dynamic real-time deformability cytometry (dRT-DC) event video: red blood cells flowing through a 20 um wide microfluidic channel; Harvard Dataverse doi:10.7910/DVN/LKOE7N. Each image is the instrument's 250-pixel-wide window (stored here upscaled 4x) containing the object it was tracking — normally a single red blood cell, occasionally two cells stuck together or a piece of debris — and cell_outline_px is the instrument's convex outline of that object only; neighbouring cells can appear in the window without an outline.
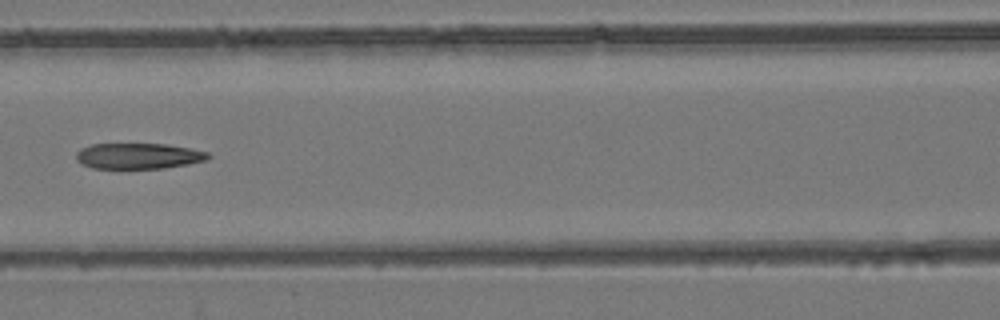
{"species": "common noctule bat (a hibernating species)", "species_latin": "Nyctalus noctula", "temperature_condition": "room temperature", "stored_images_in_passage": 8, "camera_frame_rate_fps": 3000, "um_per_image_px": 0.085, "animal": {"sex": "female", "body_mass_g": 24.6, "forearm_length_mm": 56.2}, "frame": {"image": 1, "passage_image": 7, "time_ms": 7.333, "image_size_px": [1000, 320], "cell_outline_px": [[212, 156], [208, 160], [188, 164], [164, 168], [92, 168], [80, 164], [76, 160], [76, 152], [80, 148], [92, 144], [164, 144], [188, 148], [208, 152]], "centroid_in_image_um": [11.75, 13.26], "position_along_channel_um": 154.9, "area_um2": 19.88}}
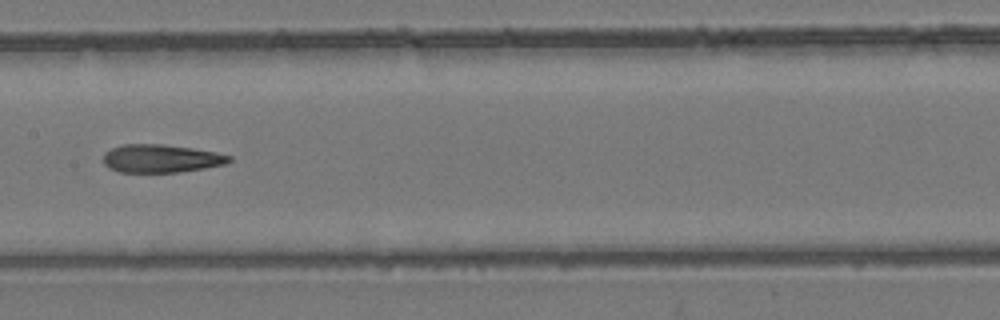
{"frame": {"image": 2, "passage_image": 8, "time_ms": 8.333, "image_size_px": [1000, 320], "cell_outline_px": [[232, 160], [224, 164], [204, 168], [180, 172], [120, 172], [108, 168], [104, 164], [104, 152], [112, 148], [124, 144], [160, 144], [192, 148], [216, 152], [232, 156]], "centroid_in_image_um": [13.68, 13.47], "position_along_channel_um": 193.7, "area_um2": 20.58}}